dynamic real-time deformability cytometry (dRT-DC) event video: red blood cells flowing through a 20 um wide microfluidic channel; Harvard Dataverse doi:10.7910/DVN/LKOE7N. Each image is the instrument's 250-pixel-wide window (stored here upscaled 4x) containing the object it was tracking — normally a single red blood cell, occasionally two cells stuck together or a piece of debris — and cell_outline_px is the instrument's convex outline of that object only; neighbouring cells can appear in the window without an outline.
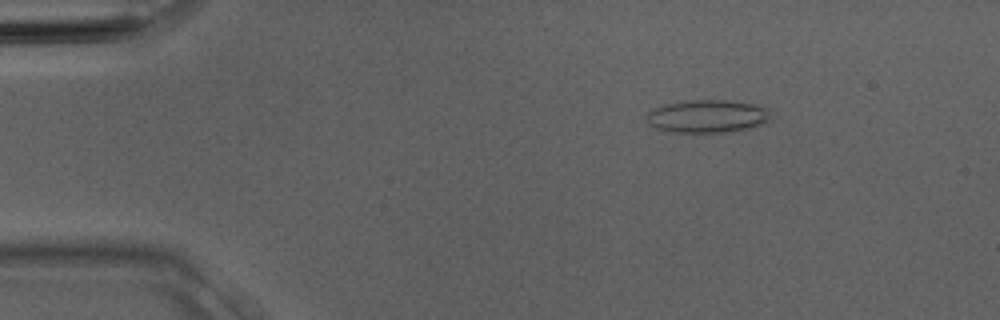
{"species": "Egyptian fruit bat (a non-hibernating species)", "species_latin": "Rousettus aegyptiacus", "temperature_condition": "room temperature", "stored_images_in_passage": 3, "camera_frame_rate_fps": 3000, "um_per_image_px": 0.085, "animal": {"sex": "male"}, "frame": {"image": 1, "passage_image": 2, "time_ms": 0.333, "image_size_px": [1000, 320], "cell_outline_px": [[772, 120], [768, 124], [732, 132], [668, 132], [656, 128], [648, 124], [648, 112], [652, 108], [664, 104], [688, 100], [728, 100], [756, 104], [768, 108]], "centroid_in_image_um": [60.19, 9.88], "position_along_channel_um": 24.8, "area_um2": 24.33}}